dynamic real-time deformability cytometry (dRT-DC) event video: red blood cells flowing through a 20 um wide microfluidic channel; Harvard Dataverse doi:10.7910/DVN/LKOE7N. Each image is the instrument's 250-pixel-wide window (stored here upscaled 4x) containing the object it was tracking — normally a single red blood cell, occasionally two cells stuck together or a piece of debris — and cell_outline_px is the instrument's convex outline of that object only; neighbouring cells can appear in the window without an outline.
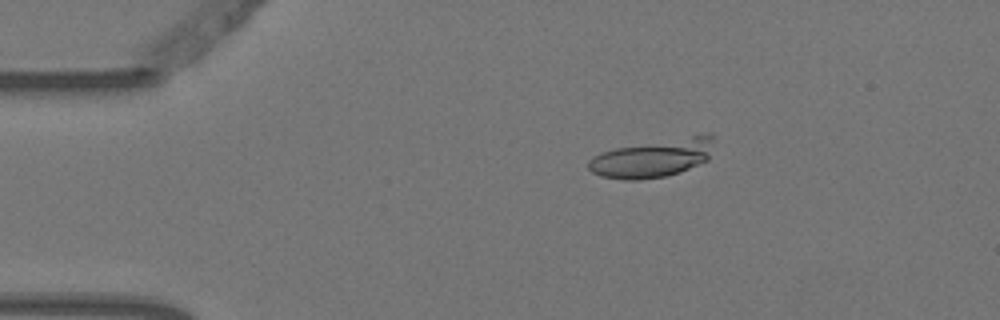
{"species": "Egyptian fruit bat (a non-hibernating species)", "species_latin": "Rousettus aegyptiacus", "temperature_condition": "warm", "stored_images_in_passage": 4, "camera_frame_rate_fps": 3000, "um_per_image_px": 0.085, "animal": {"sex": "female"}, "frame": {"image": 1, "passage_image": 1, "time_ms": 0.0, "image_size_px": [1000, 320], "cell_outline_px": [[712, 140], [708, 160], [680, 172], [664, 176], [640, 180], [624, 180], [600, 176], [592, 172], [588, 168], [588, 160], [592, 156], [600, 152], [616, 148], [708, 132], [712, 132]], "centroid_in_image_um": [55.46, 13.44], "position_along_channel_um": 29.5, "area_um2": 27.86}}
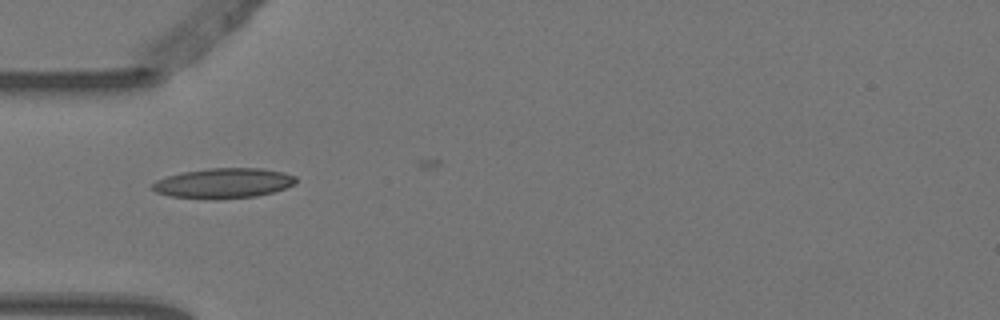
{"frame": {"image": 2, "passage_image": 3, "time_ms": 0.667, "image_size_px": [1000, 320], "cell_outline_px": [[296, 180], [292, 184], [284, 188], [272, 192], [256, 196], [216, 200], [212, 200], [172, 196], [156, 192], [152, 188], [152, 184], [156, 180], [168, 176], [184, 172], [208, 168], [260, 168], [284, 172], [296, 176]], "centroid_in_image_um": [18.99, 15.57], "position_along_channel_um": 66.0, "area_um2": 25.09}}